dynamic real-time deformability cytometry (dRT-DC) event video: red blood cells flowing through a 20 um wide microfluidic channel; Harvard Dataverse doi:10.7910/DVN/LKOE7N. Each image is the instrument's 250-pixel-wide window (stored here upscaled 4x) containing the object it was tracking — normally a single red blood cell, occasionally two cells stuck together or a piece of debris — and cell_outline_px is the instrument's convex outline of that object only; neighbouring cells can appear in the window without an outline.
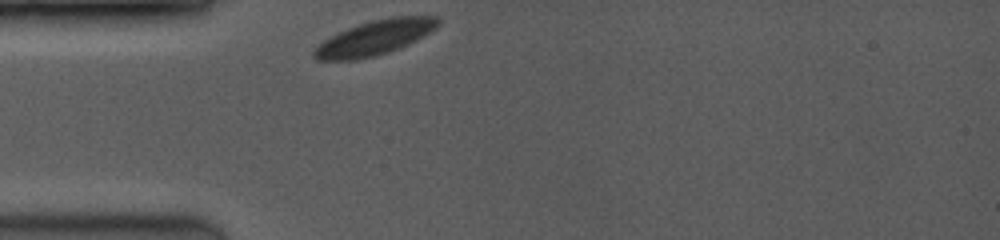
{"species": "common noctule bat (a hibernating species)", "species_latin": "Nyctalus noctula", "temperature_condition": "room temperature", "stored_images_in_passage": 35, "camera_frame_rate_fps": 3500, "um_per_image_px": 0.085, "animal": {"sex": "female", "body_mass_g": 19.0, "forearm_length_mm": 53.3}, "frame": {"image": 1, "passage_image": 1, "time_ms": 0.0, "image_size_px": [1000, 240], "cell_outline_px": [[440, 24], [436, 28], [416, 40], [400, 48], [376, 56], [356, 60], [316, 60], [312, 56], [312, 52], [324, 40], [348, 28], [372, 20], [392, 16], [440, 16]], "centroid_in_image_um": [31.89, 3.2], "position_along_channel_um": 53.1, "area_um2": 24.97}}
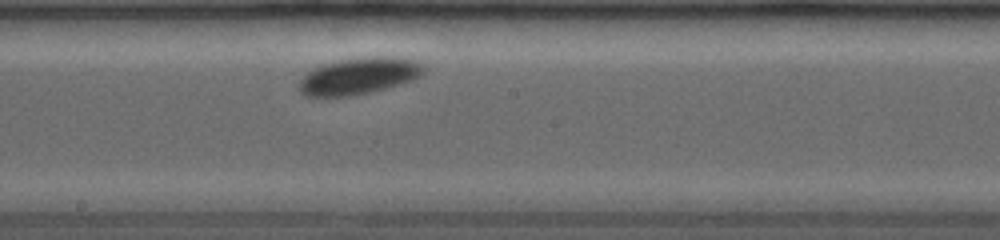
{"frame": {"image": 2, "passage_image": 17, "time_ms": 4.571, "image_size_px": [1000, 240], "cell_outline_px": [[424, 72], [420, 76], [412, 80], [400, 84], [372, 92], [348, 96], [308, 96], [300, 92], [300, 80], [308, 72], [320, 64], [344, 60], [384, 56], [408, 60], [420, 64], [424, 68]], "centroid_in_image_um": [30.48, 6.48], "position_along_channel_um": 217.7, "area_um2": 25.89}}
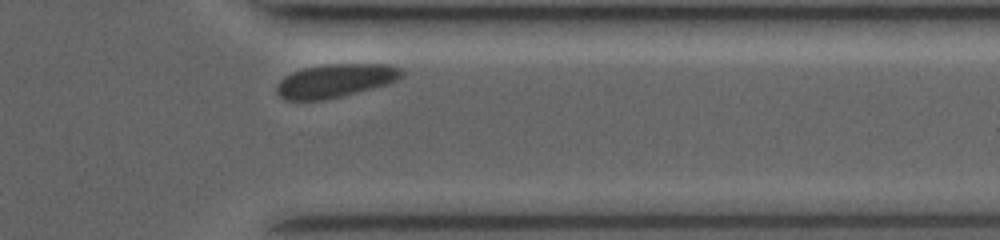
{"frame": {"image": 3, "passage_image": 32, "time_ms": 8.857, "image_size_px": [1000, 240], "cell_outline_px": [[404, 72], [396, 80], [388, 84], [324, 100], [284, 100], [276, 92], [276, 88], [280, 80], [284, 76], [292, 72], [304, 68], [328, 64], [388, 64], [400, 68]], "centroid_in_image_um": [28.47, 6.86], "position_along_channel_um": 382.9, "area_um2": 24.16}}